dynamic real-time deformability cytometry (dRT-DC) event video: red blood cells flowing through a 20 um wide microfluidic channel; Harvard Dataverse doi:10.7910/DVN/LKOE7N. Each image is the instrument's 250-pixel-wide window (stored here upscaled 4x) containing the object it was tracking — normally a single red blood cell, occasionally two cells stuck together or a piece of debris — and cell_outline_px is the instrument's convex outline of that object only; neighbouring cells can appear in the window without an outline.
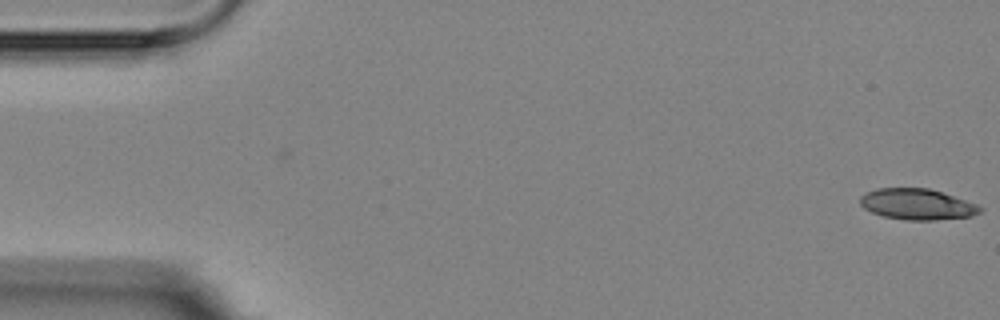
{"species": "Egyptian fruit bat (a non-hibernating species)", "species_latin": "Rousettus aegyptiacus", "temperature_condition": "room temperature", "stored_images_in_passage": 2, "camera_frame_rate_fps": 3000, "um_per_image_px": 0.085, "animal": {"sex": "female"}, "frame": {"image": 1, "passage_image": 2, "time_ms": 1.0, "image_size_px": [1000, 320], "cell_outline_px": [[984, 208], [980, 212], [972, 216], [936, 220], [904, 220], [884, 216], [872, 212], [864, 208], [860, 204], [860, 196], [864, 192], [876, 188], [928, 188], [976, 204]], "centroid_in_image_um": [77.92, 17.36], "position_along_channel_um": 7.1, "area_um2": 21.56}}